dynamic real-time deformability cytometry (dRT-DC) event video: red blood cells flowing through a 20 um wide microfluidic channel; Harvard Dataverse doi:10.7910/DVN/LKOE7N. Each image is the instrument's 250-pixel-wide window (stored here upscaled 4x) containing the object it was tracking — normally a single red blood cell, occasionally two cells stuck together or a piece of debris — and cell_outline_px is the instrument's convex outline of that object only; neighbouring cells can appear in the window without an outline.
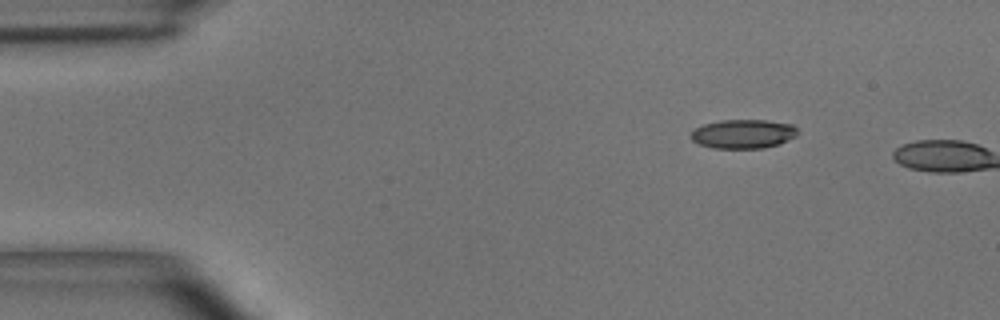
{"species": "common noctule bat (a hibernating species)", "species_latin": "Nyctalus noctula", "temperature_condition": "room temperature", "stored_images_in_passage": 4, "segment_of_instrument_passage": [2, 2], "camera_frame_rate_fps": 3000, "um_per_image_px": 0.085, "animal": {"sex": "male", "body_mass_g": 15.6}, "frame": {"image": 1, "passage_image": 4, "time_ms": 1.0, "image_size_px": [1000, 320], "cell_outline_px": [[796, 136], [788, 140], [764, 148], [712, 148], [700, 144], [692, 140], [688, 136], [696, 128], [704, 124], [720, 120], [768, 120], [792, 124], [796, 128]], "centroid_in_image_um": [63.15, 11.37], "position_along_channel_um": 21.9, "area_um2": 17.98}}